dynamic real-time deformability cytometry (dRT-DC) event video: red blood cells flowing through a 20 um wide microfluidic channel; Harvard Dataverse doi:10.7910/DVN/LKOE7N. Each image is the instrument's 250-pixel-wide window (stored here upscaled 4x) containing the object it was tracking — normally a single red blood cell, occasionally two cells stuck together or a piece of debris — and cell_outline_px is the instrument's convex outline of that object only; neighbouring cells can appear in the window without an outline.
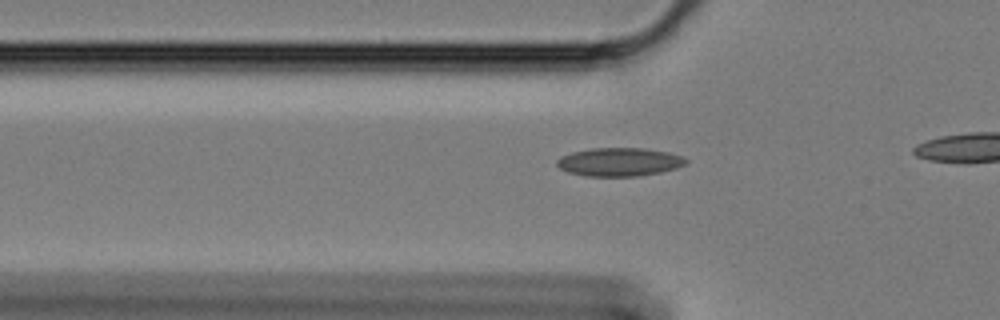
{"species": "Egyptian fruit bat (a non-hibernating species)", "species_latin": "Rousettus aegyptiacus", "temperature_condition": "cold", "stored_images_in_passage": 14, "camera_frame_rate_fps": 3000, "um_per_image_px": 0.085, "animal": {"sex": "female"}, "frame": {"image": 1, "passage_image": 4, "time_ms": 1.0, "image_size_px": [1000, 320], "cell_outline_px": [[688, 164], [676, 168], [660, 172], [636, 176], [584, 176], [568, 172], [560, 168], [556, 164], [556, 160], [560, 156], [572, 152], [592, 148], [644, 148], [668, 152], [684, 156], [688, 160]], "centroid_in_image_um": [52.65, 13.76], "position_along_channel_um": 73.1, "area_um2": 21.5}}
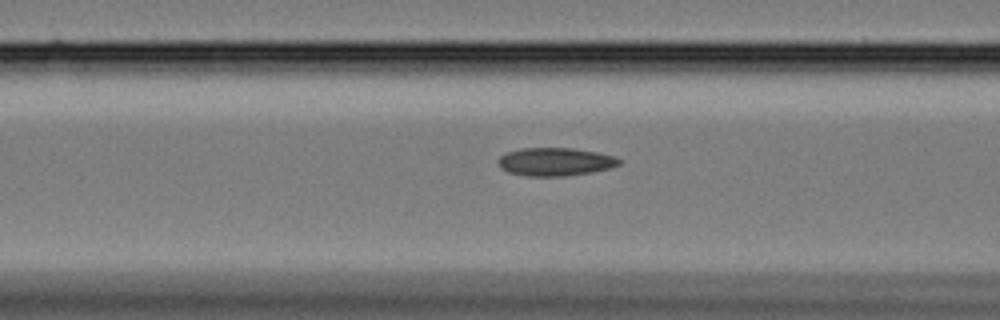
{"frame": {"image": 2, "passage_image": 8, "time_ms": 2.333, "image_size_px": [1000, 320], "cell_outline_px": [[624, 160], [620, 164], [612, 168], [592, 172], [564, 176], [528, 176], [508, 172], [500, 168], [496, 160], [500, 156], [508, 152], [520, 148], [572, 148], [596, 152], [612, 156]], "centroid_in_image_um": [47.19, 13.75], "position_along_channel_um": 119.4, "area_um2": 19.94}}
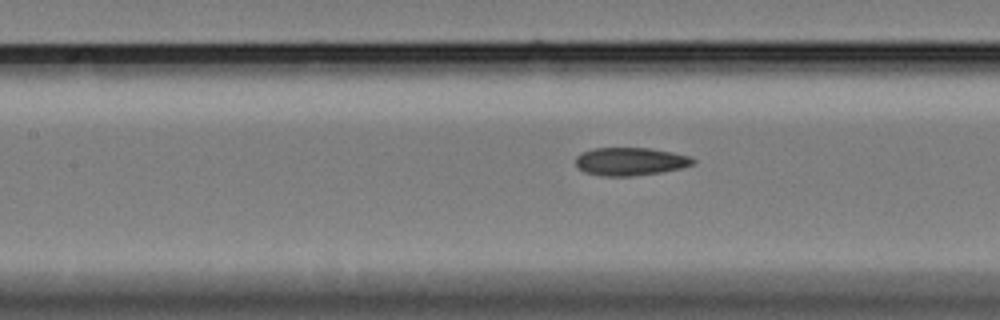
{"frame": {"image": 3, "passage_image": 11, "time_ms": 3.333, "image_size_px": [1000, 320], "cell_outline_px": [[696, 164], [684, 168], [660, 172], [632, 176], [600, 176], [584, 172], [576, 164], [576, 156], [580, 152], [592, 148], [652, 148], [672, 152], [688, 156], [696, 160]], "centroid_in_image_um": [53.59, 13.72], "position_along_channel_um": 153.8, "area_um2": 19.36}}